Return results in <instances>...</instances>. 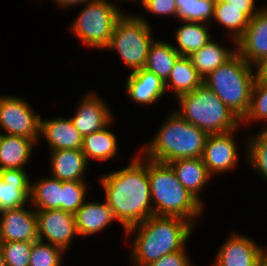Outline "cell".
<instances>
[{
	"instance_id": "obj_29",
	"label": "cell",
	"mask_w": 267,
	"mask_h": 266,
	"mask_svg": "<svg viewBox=\"0 0 267 266\" xmlns=\"http://www.w3.org/2000/svg\"><path fill=\"white\" fill-rule=\"evenodd\" d=\"M213 19L228 29L234 45L243 36L250 23V18L243 13V8L224 7L222 0H216Z\"/></svg>"
},
{
	"instance_id": "obj_8",
	"label": "cell",
	"mask_w": 267,
	"mask_h": 266,
	"mask_svg": "<svg viewBox=\"0 0 267 266\" xmlns=\"http://www.w3.org/2000/svg\"><path fill=\"white\" fill-rule=\"evenodd\" d=\"M123 15L109 0H91L85 3L71 30L84 44L105 49L113 34L116 21Z\"/></svg>"
},
{
	"instance_id": "obj_35",
	"label": "cell",
	"mask_w": 267,
	"mask_h": 266,
	"mask_svg": "<svg viewBox=\"0 0 267 266\" xmlns=\"http://www.w3.org/2000/svg\"><path fill=\"white\" fill-rule=\"evenodd\" d=\"M34 242H0L6 266H29Z\"/></svg>"
},
{
	"instance_id": "obj_40",
	"label": "cell",
	"mask_w": 267,
	"mask_h": 266,
	"mask_svg": "<svg viewBox=\"0 0 267 266\" xmlns=\"http://www.w3.org/2000/svg\"><path fill=\"white\" fill-rule=\"evenodd\" d=\"M55 1V3L59 4L60 7H68V8H71L72 6H77L78 5H81V4H85L87 3L88 1H91V0H53Z\"/></svg>"
},
{
	"instance_id": "obj_16",
	"label": "cell",
	"mask_w": 267,
	"mask_h": 266,
	"mask_svg": "<svg viewBox=\"0 0 267 266\" xmlns=\"http://www.w3.org/2000/svg\"><path fill=\"white\" fill-rule=\"evenodd\" d=\"M30 188V178L25 169L0 170V212L27 205Z\"/></svg>"
},
{
	"instance_id": "obj_22",
	"label": "cell",
	"mask_w": 267,
	"mask_h": 266,
	"mask_svg": "<svg viewBox=\"0 0 267 266\" xmlns=\"http://www.w3.org/2000/svg\"><path fill=\"white\" fill-rule=\"evenodd\" d=\"M168 164L179 182L202 203L199 193L212 177L202 158L177 159Z\"/></svg>"
},
{
	"instance_id": "obj_36",
	"label": "cell",
	"mask_w": 267,
	"mask_h": 266,
	"mask_svg": "<svg viewBox=\"0 0 267 266\" xmlns=\"http://www.w3.org/2000/svg\"><path fill=\"white\" fill-rule=\"evenodd\" d=\"M141 3L143 8L150 13L161 16L176 15L177 8L175 0H141Z\"/></svg>"
},
{
	"instance_id": "obj_9",
	"label": "cell",
	"mask_w": 267,
	"mask_h": 266,
	"mask_svg": "<svg viewBox=\"0 0 267 266\" xmlns=\"http://www.w3.org/2000/svg\"><path fill=\"white\" fill-rule=\"evenodd\" d=\"M40 118L25 99L0 96V128L5 134L35 139L38 142Z\"/></svg>"
},
{
	"instance_id": "obj_27",
	"label": "cell",
	"mask_w": 267,
	"mask_h": 266,
	"mask_svg": "<svg viewBox=\"0 0 267 266\" xmlns=\"http://www.w3.org/2000/svg\"><path fill=\"white\" fill-rule=\"evenodd\" d=\"M175 34L177 47L174 48L181 56H189L212 40L208 27L210 24L183 21Z\"/></svg>"
},
{
	"instance_id": "obj_30",
	"label": "cell",
	"mask_w": 267,
	"mask_h": 266,
	"mask_svg": "<svg viewBox=\"0 0 267 266\" xmlns=\"http://www.w3.org/2000/svg\"><path fill=\"white\" fill-rule=\"evenodd\" d=\"M176 15L181 22H198L210 24L214 15L216 0H175ZM210 22V23H209Z\"/></svg>"
},
{
	"instance_id": "obj_12",
	"label": "cell",
	"mask_w": 267,
	"mask_h": 266,
	"mask_svg": "<svg viewBox=\"0 0 267 266\" xmlns=\"http://www.w3.org/2000/svg\"><path fill=\"white\" fill-rule=\"evenodd\" d=\"M263 251L252 238L231 233L218 250L213 266H263Z\"/></svg>"
},
{
	"instance_id": "obj_31",
	"label": "cell",
	"mask_w": 267,
	"mask_h": 266,
	"mask_svg": "<svg viewBox=\"0 0 267 266\" xmlns=\"http://www.w3.org/2000/svg\"><path fill=\"white\" fill-rule=\"evenodd\" d=\"M247 142V160L267 181V130L262 129Z\"/></svg>"
},
{
	"instance_id": "obj_13",
	"label": "cell",
	"mask_w": 267,
	"mask_h": 266,
	"mask_svg": "<svg viewBox=\"0 0 267 266\" xmlns=\"http://www.w3.org/2000/svg\"><path fill=\"white\" fill-rule=\"evenodd\" d=\"M0 242L38 240L36 211L24 206L0 212Z\"/></svg>"
},
{
	"instance_id": "obj_4",
	"label": "cell",
	"mask_w": 267,
	"mask_h": 266,
	"mask_svg": "<svg viewBox=\"0 0 267 266\" xmlns=\"http://www.w3.org/2000/svg\"><path fill=\"white\" fill-rule=\"evenodd\" d=\"M147 173L154 215L180 217L194 225L204 212L203 203L179 182L171 166L147 158Z\"/></svg>"
},
{
	"instance_id": "obj_5",
	"label": "cell",
	"mask_w": 267,
	"mask_h": 266,
	"mask_svg": "<svg viewBox=\"0 0 267 266\" xmlns=\"http://www.w3.org/2000/svg\"><path fill=\"white\" fill-rule=\"evenodd\" d=\"M254 68L237 52L203 79V83L240 120L249 109L251 91L256 79Z\"/></svg>"
},
{
	"instance_id": "obj_17",
	"label": "cell",
	"mask_w": 267,
	"mask_h": 266,
	"mask_svg": "<svg viewBox=\"0 0 267 266\" xmlns=\"http://www.w3.org/2000/svg\"><path fill=\"white\" fill-rule=\"evenodd\" d=\"M40 137L46 138L51 151L62 149L81 150L83 144V136L75 128L70 118H40Z\"/></svg>"
},
{
	"instance_id": "obj_32",
	"label": "cell",
	"mask_w": 267,
	"mask_h": 266,
	"mask_svg": "<svg viewBox=\"0 0 267 266\" xmlns=\"http://www.w3.org/2000/svg\"><path fill=\"white\" fill-rule=\"evenodd\" d=\"M65 250L46 241L33 243L29 266H61Z\"/></svg>"
},
{
	"instance_id": "obj_1",
	"label": "cell",
	"mask_w": 267,
	"mask_h": 266,
	"mask_svg": "<svg viewBox=\"0 0 267 266\" xmlns=\"http://www.w3.org/2000/svg\"><path fill=\"white\" fill-rule=\"evenodd\" d=\"M124 168L101 176L105 201L126 230L154 215L151 203L147 158H133Z\"/></svg>"
},
{
	"instance_id": "obj_38",
	"label": "cell",
	"mask_w": 267,
	"mask_h": 266,
	"mask_svg": "<svg viewBox=\"0 0 267 266\" xmlns=\"http://www.w3.org/2000/svg\"><path fill=\"white\" fill-rule=\"evenodd\" d=\"M224 7L243 8L245 13L250 19L258 13L260 8H256L255 0H222Z\"/></svg>"
},
{
	"instance_id": "obj_10",
	"label": "cell",
	"mask_w": 267,
	"mask_h": 266,
	"mask_svg": "<svg viewBox=\"0 0 267 266\" xmlns=\"http://www.w3.org/2000/svg\"><path fill=\"white\" fill-rule=\"evenodd\" d=\"M35 211L38 240L46 238L47 243L68 251L74 236L78 235L74 214L62 209Z\"/></svg>"
},
{
	"instance_id": "obj_34",
	"label": "cell",
	"mask_w": 267,
	"mask_h": 266,
	"mask_svg": "<svg viewBox=\"0 0 267 266\" xmlns=\"http://www.w3.org/2000/svg\"><path fill=\"white\" fill-rule=\"evenodd\" d=\"M86 189V181H61V209L75 214L86 200Z\"/></svg>"
},
{
	"instance_id": "obj_18",
	"label": "cell",
	"mask_w": 267,
	"mask_h": 266,
	"mask_svg": "<svg viewBox=\"0 0 267 266\" xmlns=\"http://www.w3.org/2000/svg\"><path fill=\"white\" fill-rule=\"evenodd\" d=\"M125 85L130 99L140 104L154 103L166 93L165 83L145 68L130 72Z\"/></svg>"
},
{
	"instance_id": "obj_6",
	"label": "cell",
	"mask_w": 267,
	"mask_h": 266,
	"mask_svg": "<svg viewBox=\"0 0 267 266\" xmlns=\"http://www.w3.org/2000/svg\"><path fill=\"white\" fill-rule=\"evenodd\" d=\"M176 99L180 107L176 112L208 134L228 133L239 128L241 120L204 83Z\"/></svg>"
},
{
	"instance_id": "obj_11",
	"label": "cell",
	"mask_w": 267,
	"mask_h": 266,
	"mask_svg": "<svg viewBox=\"0 0 267 266\" xmlns=\"http://www.w3.org/2000/svg\"><path fill=\"white\" fill-rule=\"evenodd\" d=\"M234 132L208 135L202 160L211 176L228 172L237 166L239 154Z\"/></svg>"
},
{
	"instance_id": "obj_26",
	"label": "cell",
	"mask_w": 267,
	"mask_h": 266,
	"mask_svg": "<svg viewBox=\"0 0 267 266\" xmlns=\"http://www.w3.org/2000/svg\"><path fill=\"white\" fill-rule=\"evenodd\" d=\"M180 56L172 44L154 40L150 46L144 68L153 72L165 83Z\"/></svg>"
},
{
	"instance_id": "obj_25",
	"label": "cell",
	"mask_w": 267,
	"mask_h": 266,
	"mask_svg": "<svg viewBox=\"0 0 267 266\" xmlns=\"http://www.w3.org/2000/svg\"><path fill=\"white\" fill-rule=\"evenodd\" d=\"M203 83V78L193 67L188 56H180L171 70L170 76L165 82V89H172L175 98L192 92ZM169 87V88H167Z\"/></svg>"
},
{
	"instance_id": "obj_39",
	"label": "cell",
	"mask_w": 267,
	"mask_h": 266,
	"mask_svg": "<svg viewBox=\"0 0 267 266\" xmlns=\"http://www.w3.org/2000/svg\"><path fill=\"white\" fill-rule=\"evenodd\" d=\"M255 78L260 82H267V56L255 64Z\"/></svg>"
},
{
	"instance_id": "obj_2",
	"label": "cell",
	"mask_w": 267,
	"mask_h": 266,
	"mask_svg": "<svg viewBox=\"0 0 267 266\" xmlns=\"http://www.w3.org/2000/svg\"><path fill=\"white\" fill-rule=\"evenodd\" d=\"M194 225L180 217L150 216L142 223L126 230L135 236L132 242L134 266H146L164 255L177 252L185 247Z\"/></svg>"
},
{
	"instance_id": "obj_37",
	"label": "cell",
	"mask_w": 267,
	"mask_h": 266,
	"mask_svg": "<svg viewBox=\"0 0 267 266\" xmlns=\"http://www.w3.org/2000/svg\"><path fill=\"white\" fill-rule=\"evenodd\" d=\"M187 255L184 247L182 250L164 255L146 266H193Z\"/></svg>"
},
{
	"instance_id": "obj_28",
	"label": "cell",
	"mask_w": 267,
	"mask_h": 266,
	"mask_svg": "<svg viewBox=\"0 0 267 266\" xmlns=\"http://www.w3.org/2000/svg\"><path fill=\"white\" fill-rule=\"evenodd\" d=\"M30 202L33 210L61 209V181L49 177L31 183Z\"/></svg>"
},
{
	"instance_id": "obj_20",
	"label": "cell",
	"mask_w": 267,
	"mask_h": 266,
	"mask_svg": "<svg viewBox=\"0 0 267 266\" xmlns=\"http://www.w3.org/2000/svg\"><path fill=\"white\" fill-rule=\"evenodd\" d=\"M74 216L77 233L85 238L107 228L113 221H117L106 201L102 203L85 201Z\"/></svg>"
},
{
	"instance_id": "obj_7",
	"label": "cell",
	"mask_w": 267,
	"mask_h": 266,
	"mask_svg": "<svg viewBox=\"0 0 267 266\" xmlns=\"http://www.w3.org/2000/svg\"><path fill=\"white\" fill-rule=\"evenodd\" d=\"M149 22L140 16L122 15L115 23L105 50H117L126 66L133 71L145 67L153 37Z\"/></svg>"
},
{
	"instance_id": "obj_33",
	"label": "cell",
	"mask_w": 267,
	"mask_h": 266,
	"mask_svg": "<svg viewBox=\"0 0 267 266\" xmlns=\"http://www.w3.org/2000/svg\"><path fill=\"white\" fill-rule=\"evenodd\" d=\"M257 120H267V82H260L255 79L251 91L249 109L241 123H252Z\"/></svg>"
},
{
	"instance_id": "obj_15",
	"label": "cell",
	"mask_w": 267,
	"mask_h": 266,
	"mask_svg": "<svg viewBox=\"0 0 267 266\" xmlns=\"http://www.w3.org/2000/svg\"><path fill=\"white\" fill-rule=\"evenodd\" d=\"M237 52L251 65L267 56V7L250 19L243 36L235 45Z\"/></svg>"
},
{
	"instance_id": "obj_23",
	"label": "cell",
	"mask_w": 267,
	"mask_h": 266,
	"mask_svg": "<svg viewBox=\"0 0 267 266\" xmlns=\"http://www.w3.org/2000/svg\"><path fill=\"white\" fill-rule=\"evenodd\" d=\"M237 53V48L226 49L219 43L211 40L188 57L198 74L204 79L209 73L225 64Z\"/></svg>"
},
{
	"instance_id": "obj_42",
	"label": "cell",
	"mask_w": 267,
	"mask_h": 266,
	"mask_svg": "<svg viewBox=\"0 0 267 266\" xmlns=\"http://www.w3.org/2000/svg\"><path fill=\"white\" fill-rule=\"evenodd\" d=\"M263 266H267V249L263 251Z\"/></svg>"
},
{
	"instance_id": "obj_21",
	"label": "cell",
	"mask_w": 267,
	"mask_h": 266,
	"mask_svg": "<svg viewBox=\"0 0 267 266\" xmlns=\"http://www.w3.org/2000/svg\"><path fill=\"white\" fill-rule=\"evenodd\" d=\"M35 139L9 135L1 132L0 140V170L24 169L31 159ZM24 166V167H23Z\"/></svg>"
},
{
	"instance_id": "obj_14",
	"label": "cell",
	"mask_w": 267,
	"mask_h": 266,
	"mask_svg": "<svg viewBox=\"0 0 267 266\" xmlns=\"http://www.w3.org/2000/svg\"><path fill=\"white\" fill-rule=\"evenodd\" d=\"M103 101L98 95L89 92L79 101L75 115L69 117L82 136L99 131L113 121V114Z\"/></svg>"
},
{
	"instance_id": "obj_19",
	"label": "cell",
	"mask_w": 267,
	"mask_h": 266,
	"mask_svg": "<svg viewBox=\"0 0 267 266\" xmlns=\"http://www.w3.org/2000/svg\"><path fill=\"white\" fill-rule=\"evenodd\" d=\"M50 153L51 177L62 182L85 181L83 175L87 172L89 162L81 150L62 149Z\"/></svg>"
},
{
	"instance_id": "obj_24",
	"label": "cell",
	"mask_w": 267,
	"mask_h": 266,
	"mask_svg": "<svg viewBox=\"0 0 267 266\" xmlns=\"http://www.w3.org/2000/svg\"><path fill=\"white\" fill-rule=\"evenodd\" d=\"M109 126L107 125L99 131L83 136L81 151L88 162L91 159L108 161L117 156V139L115 134L109 130Z\"/></svg>"
},
{
	"instance_id": "obj_41",
	"label": "cell",
	"mask_w": 267,
	"mask_h": 266,
	"mask_svg": "<svg viewBox=\"0 0 267 266\" xmlns=\"http://www.w3.org/2000/svg\"><path fill=\"white\" fill-rule=\"evenodd\" d=\"M0 266H6L1 245H0Z\"/></svg>"
},
{
	"instance_id": "obj_3",
	"label": "cell",
	"mask_w": 267,
	"mask_h": 266,
	"mask_svg": "<svg viewBox=\"0 0 267 266\" xmlns=\"http://www.w3.org/2000/svg\"><path fill=\"white\" fill-rule=\"evenodd\" d=\"M166 120L150 142L142 147L144 156L167 164L177 159L202 158L209 134L175 111Z\"/></svg>"
}]
</instances>
